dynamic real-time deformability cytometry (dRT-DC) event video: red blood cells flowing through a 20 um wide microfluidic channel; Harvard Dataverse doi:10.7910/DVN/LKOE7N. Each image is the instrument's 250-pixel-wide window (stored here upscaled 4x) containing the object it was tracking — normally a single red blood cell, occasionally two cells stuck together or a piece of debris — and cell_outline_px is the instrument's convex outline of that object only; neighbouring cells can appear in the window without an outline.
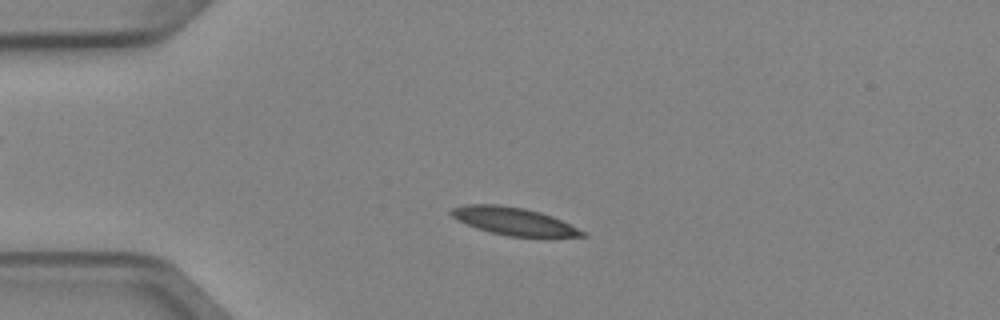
{"species": "Egyptian fruit bat (a non-hibernating species)", "species_latin": "Rousettus aegyptiacus", "temperature_condition": "cold", "stored_images_in_passage": 6, "camera_frame_rate_fps": 3000, "um_per_image_px": 0.085, "animal": {"sex": "female"}, "frame": {"image": 1, "passage_image": 2, "time_ms": 0.333, "image_size_px": [1000, 320], "cell_outline_px": [[588, 236], [552, 240], [508, 236], [492, 232], [468, 224], [452, 216], [448, 212], [452, 208], [464, 204], [500, 204], [524, 208], [540, 212], [552, 216], [588, 232]], "centroid_in_image_um": [43.85, 18.85], "position_along_channel_um": 41.1, "area_um2": 21.96}}
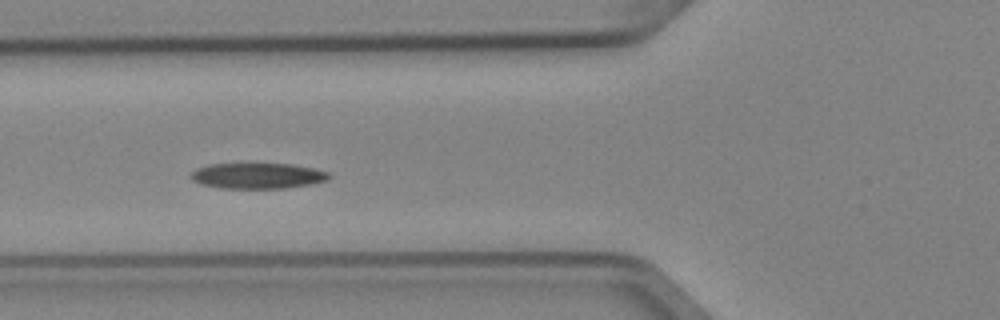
{"frame": {"image": 2, "passage_image": 4, "time_ms": 1.0, "image_size_px": [1000, 320], "cell_outline_px": [[332, 176], [328, 180], [312, 184], [284, 188], [220, 188], [200, 184], [192, 180], [188, 176], [196, 168], [208, 164], [240, 160], [252, 160], [292, 164], [312, 168], [328, 172]], "centroid_in_image_um": [21.83, 14.87], "position_along_channel_um": 104.0, "area_um2": 22.14}}
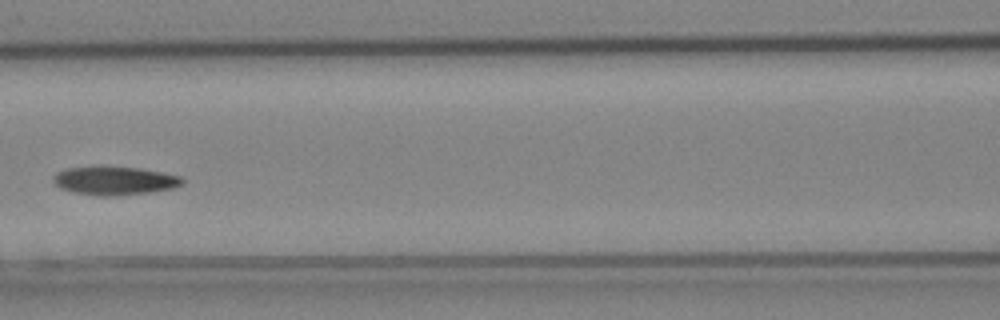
{"frame": {"image": 3, "passage_image": 5, "time_ms": 1.333, "image_size_px": [1000, 320], "cell_outline_px": [[184, 184], [176, 188], [152, 192], [112, 196], [100, 196], [72, 192], [60, 188], [52, 180], [52, 176], [56, 172], [64, 168], [140, 168], [180, 176], [184, 180]], "centroid_in_image_um": [9.76, 15.39], "position_along_channel_um": 156.8, "area_um2": 21.15}}